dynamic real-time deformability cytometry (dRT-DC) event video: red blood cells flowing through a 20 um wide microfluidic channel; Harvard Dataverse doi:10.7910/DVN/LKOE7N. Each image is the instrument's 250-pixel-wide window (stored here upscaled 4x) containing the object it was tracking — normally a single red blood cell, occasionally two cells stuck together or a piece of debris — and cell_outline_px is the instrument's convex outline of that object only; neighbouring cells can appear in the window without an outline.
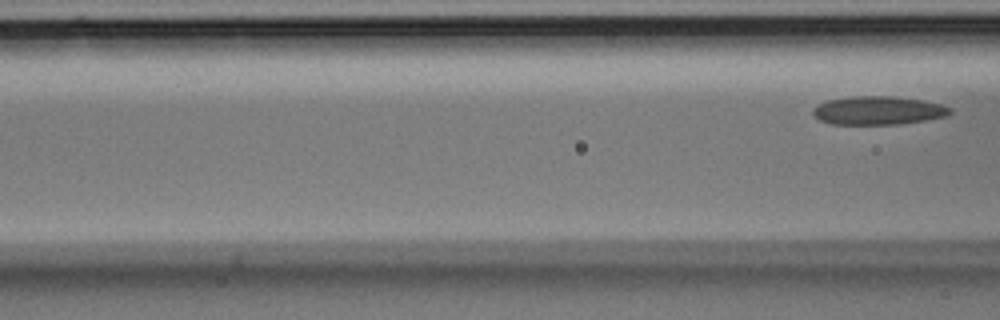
{"species": "Egyptian fruit bat (a non-hibernating species)", "species_latin": "Rousettus aegyptiacus", "temperature_condition": "room temperature", "stored_images_in_passage": 6, "camera_frame_rate_fps": 3000, "um_per_image_px": 0.085, "animal": {"sex": "male"}, "frame": {"image": 1, "passage_image": 6, "time_ms": 1.667, "image_size_px": [1000, 320], "cell_outline_px": [[952, 112], [944, 116], [924, 120], [896, 124], [832, 124], [820, 120], [812, 112], [812, 108], [828, 100], [852, 96], [892, 96], [924, 100], [940, 104], [952, 108]], "centroid_in_image_um": [74.64, 9.38], "position_along_channel_um": 92.0, "area_um2": 22.54}}